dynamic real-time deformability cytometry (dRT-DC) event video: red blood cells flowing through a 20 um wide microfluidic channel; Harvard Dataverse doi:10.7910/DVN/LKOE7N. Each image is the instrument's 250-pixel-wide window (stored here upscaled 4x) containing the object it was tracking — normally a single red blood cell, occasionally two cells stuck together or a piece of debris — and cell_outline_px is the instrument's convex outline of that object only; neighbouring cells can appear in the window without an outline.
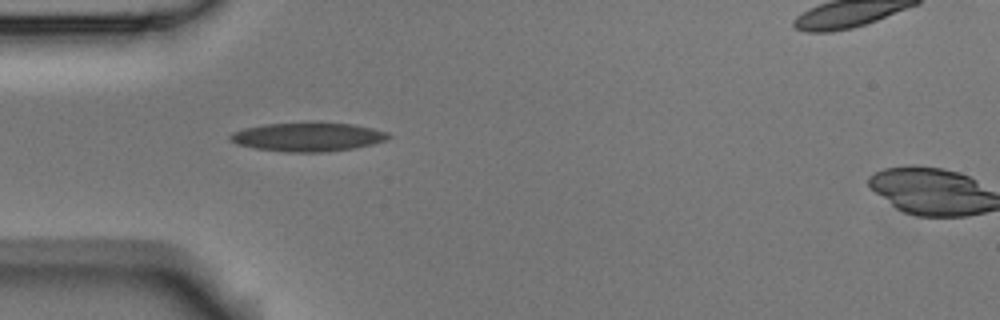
{"species": "Egyptian fruit bat (a non-hibernating species)", "species_latin": "Rousettus aegyptiacus", "temperature_condition": "room temperature", "stored_images_in_passage": 2, "camera_frame_rate_fps": 3000, "um_per_image_px": 0.085, "animal": {"sex": "male"}, "frame": {"image": 1, "passage_image": 1, "time_ms": 0.0, "image_size_px": [1000, 320], "cell_outline_px": [[392, 136], [388, 140], [372, 144], [352, 148], [324, 152], [288, 152], [256, 148], [236, 144], [228, 140], [228, 136], [232, 132], [244, 128], [264, 124], [312, 120], [316, 120], [352, 124], [372, 128], [388, 132]], "centroid_in_image_um": [26.16, 11.6], "position_along_channel_um": 58.8, "area_um2": 27.4}}